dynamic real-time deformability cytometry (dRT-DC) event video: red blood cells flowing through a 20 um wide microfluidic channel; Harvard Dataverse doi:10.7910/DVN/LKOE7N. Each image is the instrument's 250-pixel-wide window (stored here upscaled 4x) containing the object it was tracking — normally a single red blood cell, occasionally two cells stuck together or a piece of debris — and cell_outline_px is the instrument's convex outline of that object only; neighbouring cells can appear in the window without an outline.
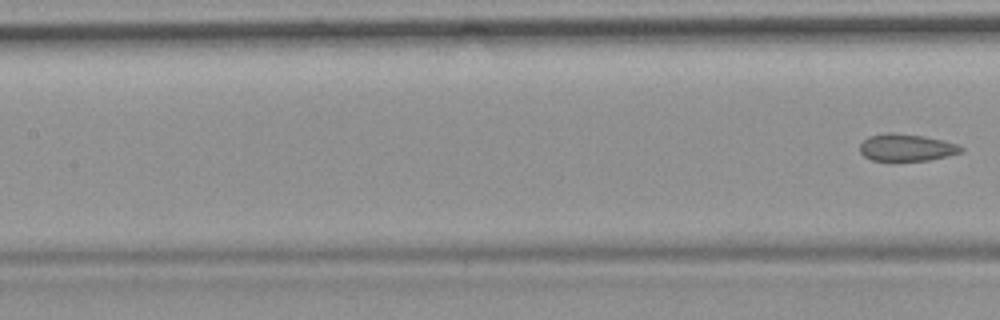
{"species": "common noctule bat (a hibernating species)", "species_latin": "Nyctalus noctula", "temperature_condition": "room temperature", "stored_images_in_passage": 8, "segment_of_instrument_passage": [2, 2], "camera_frame_rate_fps": 3000, "um_per_image_px": 0.085, "animal": {"sex": "female", "body_mass_g": 19.9}, "frame": {"image": 1, "passage_image": 8, "time_ms": 9.0, "image_size_px": [1000, 320], "cell_outline_px": [[964, 152], [948, 156], [928, 160], [872, 160], [864, 156], [860, 152], [860, 144], [868, 136], [888, 132], [924, 136], [944, 140], [956, 144], [964, 148]], "centroid_in_image_um": [77.07, 12.53], "position_along_channel_um": 130.3, "area_um2": 15.95}}